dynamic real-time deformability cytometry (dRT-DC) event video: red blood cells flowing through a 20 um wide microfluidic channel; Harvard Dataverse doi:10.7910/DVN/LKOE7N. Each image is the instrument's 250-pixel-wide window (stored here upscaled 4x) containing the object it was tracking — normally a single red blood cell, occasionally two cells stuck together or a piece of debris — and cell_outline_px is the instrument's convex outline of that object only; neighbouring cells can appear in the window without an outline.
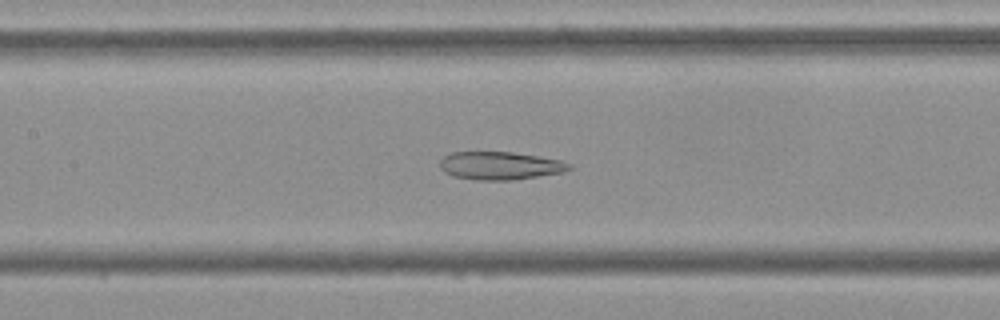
{"species": "Egyptian fruit bat (a non-hibernating species)", "species_latin": "Rousettus aegyptiacus", "temperature_condition": "cold", "stored_images_in_passage": 53, "camera_frame_rate_fps": 3000, "um_per_image_px": 0.085, "frame": {"image": 1, "passage_image": 24, "time_ms": 7.667, "image_size_px": [1000, 320], "cell_outline_px": [[572, 168], [564, 172], [512, 180], [476, 180], [452, 176], [444, 172], [440, 168], [440, 160], [444, 156], [452, 152], [512, 152], [560, 160], [572, 164]], "centroid_in_image_um": [42.49, 14.09], "position_along_channel_um": 164.9, "area_um2": 21.1}}
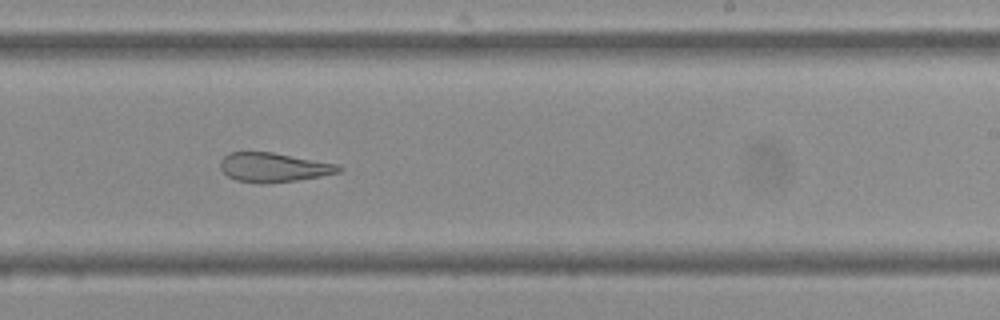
{"frame": {"image": 2, "passage_image": 32, "time_ms": 10.333, "image_size_px": [1000, 320], "cell_outline_px": [[344, 168], [340, 172], [320, 176], [296, 180], [264, 184], [260, 184], [236, 180], [228, 176], [220, 168], [220, 160], [228, 152], [272, 152], [340, 164]], "centroid_in_image_um": [23.27, 14.22], "position_along_channel_um": 265.7, "area_um2": 20.35}}
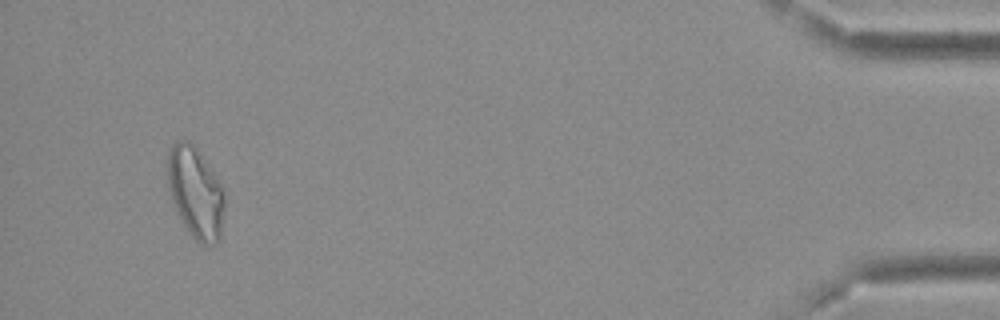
{"frame": {"image": 3, "passage_image": 50, "time_ms": 16.333, "image_size_px": [1000, 320], "cell_outline_px": [[224, 208], [220, 240], [216, 244], [200, 244], [192, 236], [184, 224], [172, 200], [168, 188], [168, 152], [172, 144], [176, 140], [188, 140], [196, 148], [220, 184], [224, 192]], "centroid_in_image_um": [16.62, 16.38], "position_along_channel_um": 418.6, "area_um2": 29.77}, "authors_computed_cell_mechanics": {"area_um2": 26.588, "velocity_mm_per_s": 3.7888, "shape_relaxation_time_tau1_ms": null, "shape_relaxation_time_tau2_ms": 4.7756, "deformation_change_tau1": null, "deformation_change_tau2": 0.1384}}